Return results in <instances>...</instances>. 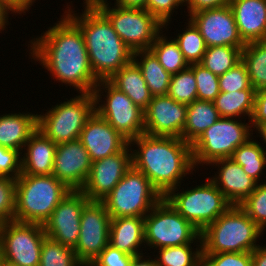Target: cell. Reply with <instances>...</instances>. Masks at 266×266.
I'll use <instances>...</instances> for the list:
<instances>
[{"instance_id":"cell-30","label":"cell","mask_w":266,"mask_h":266,"mask_svg":"<svg viewBox=\"0 0 266 266\" xmlns=\"http://www.w3.org/2000/svg\"><path fill=\"white\" fill-rule=\"evenodd\" d=\"M248 139L244 144L238 146L231 158L242 166L244 172L257 183H260L261 175H264L266 167V150L260 142Z\"/></svg>"},{"instance_id":"cell-12","label":"cell","mask_w":266,"mask_h":266,"mask_svg":"<svg viewBox=\"0 0 266 266\" xmlns=\"http://www.w3.org/2000/svg\"><path fill=\"white\" fill-rule=\"evenodd\" d=\"M93 95L95 112L128 141L144 133V110L108 80H100Z\"/></svg>"},{"instance_id":"cell-10","label":"cell","mask_w":266,"mask_h":266,"mask_svg":"<svg viewBox=\"0 0 266 266\" xmlns=\"http://www.w3.org/2000/svg\"><path fill=\"white\" fill-rule=\"evenodd\" d=\"M145 248L160 249L202 242L201 232L162 198L144 217ZM198 239V240H197Z\"/></svg>"},{"instance_id":"cell-43","label":"cell","mask_w":266,"mask_h":266,"mask_svg":"<svg viewBox=\"0 0 266 266\" xmlns=\"http://www.w3.org/2000/svg\"><path fill=\"white\" fill-rule=\"evenodd\" d=\"M179 5L184 6V0H147L145 9L167 29L171 15Z\"/></svg>"},{"instance_id":"cell-35","label":"cell","mask_w":266,"mask_h":266,"mask_svg":"<svg viewBox=\"0 0 266 266\" xmlns=\"http://www.w3.org/2000/svg\"><path fill=\"white\" fill-rule=\"evenodd\" d=\"M188 20L186 30L181 34L178 33L174 40L178 43L188 65L198 64L201 63L207 47L199 29L190 19Z\"/></svg>"},{"instance_id":"cell-13","label":"cell","mask_w":266,"mask_h":266,"mask_svg":"<svg viewBox=\"0 0 266 266\" xmlns=\"http://www.w3.org/2000/svg\"><path fill=\"white\" fill-rule=\"evenodd\" d=\"M44 227L15 220L0 225V246L6 262L16 266H39Z\"/></svg>"},{"instance_id":"cell-9","label":"cell","mask_w":266,"mask_h":266,"mask_svg":"<svg viewBox=\"0 0 266 266\" xmlns=\"http://www.w3.org/2000/svg\"><path fill=\"white\" fill-rule=\"evenodd\" d=\"M162 198L150 180L132 166L102 202L111 219L144 218Z\"/></svg>"},{"instance_id":"cell-44","label":"cell","mask_w":266,"mask_h":266,"mask_svg":"<svg viewBox=\"0 0 266 266\" xmlns=\"http://www.w3.org/2000/svg\"><path fill=\"white\" fill-rule=\"evenodd\" d=\"M21 174V153L0 146V177L17 179Z\"/></svg>"},{"instance_id":"cell-8","label":"cell","mask_w":266,"mask_h":266,"mask_svg":"<svg viewBox=\"0 0 266 266\" xmlns=\"http://www.w3.org/2000/svg\"><path fill=\"white\" fill-rule=\"evenodd\" d=\"M78 94L52 106L45 114L37 115V129L57 145L78 140L87 120L95 112L93 93Z\"/></svg>"},{"instance_id":"cell-40","label":"cell","mask_w":266,"mask_h":266,"mask_svg":"<svg viewBox=\"0 0 266 266\" xmlns=\"http://www.w3.org/2000/svg\"><path fill=\"white\" fill-rule=\"evenodd\" d=\"M250 86L247 68L242 60L224 74L219 75L220 92L240 91Z\"/></svg>"},{"instance_id":"cell-11","label":"cell","mask_w":266,"mask_h":266,"mask_svg":"<svg viewBox=\"0 0 266 266\" xmlns=\"http://www.w3.org/2000/svg\"><path fill=\"white\" fill-rule=\"evenodd\" d=\"M111 22L121 40L132 50H148L163 30L161 24L146 9L125 8L108 0H90Z\"/></svg>"},{"instance_id":"cell-29","label":"cell","mask_w":266,"mask_h":266,"mask_svg":"<svg viewBox=\"0 0 266 266\" xmlns=\"http://www.w3.org/2000/svg\"><path fill=\"white\" fill-rule=\"evenodd\" d=\"M254 96L255 89L250 86L240 91L220 92L213 103L220 117L240 119L246 115L250 121L254 110Z\"/></svg>"},{"instance_id":"cell-52","label":"cell","mask_w":266,"mask_h":266,"mask_svg":"<svg viewBox=\"0 0 266 266\" xmlns=\"http://www.w3.org/2000/svg\"><path fill=\"white\" fill-rule=\"evenodd\" d=\"M10 11L11 10L7 6H5L4 4L0 2V32L4 31V29L6 28V25L8 26L9 14L15 15L13 12L10 13Z\"/></svg>"},{"instance_id":"cell-19","label":"cell","mask_w":266,"mask_h":266,"mask_svg":"<svg viewBox=\"0 0 266 266\" xmlns=\"http://www.w3.org/2000/svg\"><path fill=\"white\" fill-rule=\"evenodd\" d=\"M92 161L79 140L57 145L52 174L70 190H81L90 175Z\"/></svg>"},{"instance_id":"cell-42","label":"cell","mask_w":266,"mask_h":266,"mask_svg":"<svg viewBox=\"0 0 266 266\" xmlns=\"http://www.w3.org/2000/svg\"><path fill=\"white\" fill-rule=\"evenodd\" d=\"M202 266H252V252L202 254Z\"/></svg>"},{"instance_id":"cell-4","label":"cell","mask_w":266,"mask_h":266,"mask_svg":"<svg viewBox=\"0 0 266 266\" xmlns=\"http://www.w3.org/2000/svg\"><path fill=\"white\" fill-rule=\"evenodd\" d=\"M262 234L239 205H232L201 232L202 254L252 252Z\"/></svg>"},{"instance_id":"cell-24","label":"cell","mask_w":266,"mask_h":266,"mask_svg":"<svg viewBox=\"0 0 266 266\" xmlns=\"http://www.w3.org/2000/svg\"><path fill=\"white\" fill-rule=\"evenodd\" d=\"M109 244L134 257L145 254L140 249L142 245L145 247L144 218L118 217L111 219Z\"/></svg>"},{"instance_id":"cell-49","label":"cell","mask_w":266,"mask_h":266,"mask_svg":"<svg viewBox=\"0 0 266 266\" xmlns=\"http://www.w3.org/2000/svg\"><path fill=\"white\" fill-rule=\"evenodd\" d=\"M252 266H266V246L259 245L252 251Z\"/></svg>"},{"instance_id":"cell-53","label":"cell","mask_w":266,"mask_h":266,"mask_svg":"<svg viewBox=\"0 0 266 266\" xmlns=\"http://www.w3.org/2000/svg\"><path fill=\"white\" fill-rule=\"evenodd\" d=\"M255 129H256L255 132H258V134H260L258 136L261 137V139H263L262 141H264L266 145V123L258 125Z\"/></svg>"},{"instance_id":"cell-41","label":"cell","mask_w":266,"mask_h":266,"mask_svg":"<svg viewBox=\"0 0 266 266\" xmlns=\"http://www.w3.org/2000/svg\"><path fill=\"white\" fill-rule=\"evenodd\" d=\"M16 179L0 177V225L14 220Z\"/></svg>"},{"instance_id":"cell-23","label":"cell","mask_w":266,"mask_h":266,"mask_svg":"<svg viewBox=\"0 0 266 266\" xmlns=\"http://www.w3.org/2000/svg\"><path fill=\"white\" fill-rule=\"evenodd\" d=\"M57 144L37 129L28 139L21 154V174L51 175Z\"/></svg>"},{"instance_id":"cell-27","label":"cell","mask_w":266,"mask_h":266,"mask_svg":"<svg viewBox=\"0 0 266 266\" xmlns=\"http://www.w3.org/2000/svg\"><path fill=\"white\" fill-rule=\"evenodd\" d=\"M220 115L211 101L194 100L187 105L186 124L181 138L192 144Z\"/></svg>"},{"instance_id":"cell-51","label":"cell","mask_w":266,"mask_h":266,"mask_svg":"<svg viewBox=\"0 0 266 266\" xmlns=\"http://www.w3.org/2000/svg\"><path fill=\"white\" fill-rule=\"evenodd\" d=\"M145 255L134 257L130 263V266H157L155 259H152L151 256ZM149 257V258H148Z\"/></svg>"},{"instance_id":"cell-5","label":"cell","mask_w":266,"mask_h":266,"mask_svg":"<svg viewBox=\"0 0 266 266\" xmlns=\"http://www.w3.org/2000/svg\"><path fill=\"white\" fill-rule=\"evenodd\" d=\"M70 191L53 174H20L16 179L14 220L44 225Z\"/></svg>"},{"instance_id":"cell-18","label":"cell","mask_w":266,"mask_h":266,"mask_svg":"<svg viewBox=\"0 0 266 266\" xmlns=\"http://www.w3.org/2000/svg\"><path fill=\"white\" fill-rule=\"evenodd\" d=\"M187 105L168 95L153 96L144 110V133L181 138L186 124Z\"/></svg>"},{"instance_id":"cell-45","label":"cell","mask_w":266,"mask_h":266,"mask_svg":"<svg viewBox=\"0 0 266 266\" xmlns=\"http://www.w3.org/2000/svg\"><path fill=\"white\" fill-rule=\"evenodd\" d=\"M133 258L108 244L89 266H130Z\"/></svg>"},{"instance_id":"cell-16","label":"cell","mask_w":266,"mask_h":266,"mask_svg":"<svg viewBox=\"0 0 266 266\" xmlns=\"http://www.w3.org/2000/svg\"><path fill=\"white\" fill-rule=\"evenodd\" d=\"M188 16L199 29L206 47L231 46L241 50L245 47L230 5L200 10Z\"/></svg>"},{"instance_id":"cell-32","label":"cell","mask_w":266,"mask_h":266,"mask_svg":"<svg viewBox=\"0 0 266 266\" xmlns=\"http://www.w3.org/2000/svg\"><path fill=\"white\" fill-rule=\"evenodd\" d=\"M163 30L157 35L150 50L158 58L159 63L170 74L174 75L189 65L185 61L178 43L173 39L168 40ZM165 35V36H164ZM171 40V41H170Z\"/></svg>"},{"instance_id":"cell-15","label":"cell","mask_w":266,"mask_h":266,"mask_svg":"<svg viewBox=\"0 0 266 266\" xmlns=\"http://www.w3.org/2000/svg\"><path fill=\"white\" fill-rule=\"evenodd\" d=\"M89 201L81 190H71L43 225L46 236L74 249L81 230V213Z\"/></svg>"},{"instance_id":"cell-28","label":"cell","mask_w":266,"mask_h":266,"mask_svg":"<svg viewBox=\"0 0 266 266\" xmlns=\"http://www.w3.org/2000/svg\"><path fill=\"white\" fill-rule=\"evenodd\" d=\"M133 61L140 68L151 94L153 96L167 95L171 75L159 63L155 54L150 49L139 50L133 52Z\"/></svg>"},{"instance_id":"cell-26","label":"cell","mask_w":266,"mask_h":266,"mask_svg":"<svg viewBox=\"0 0 266 266\" xmlns=\"http://www.w3.org/2000/svg\"><path fill=\"white\" fill-rule=\"evenodd\" d=\"M114 87L124 92L134 104L145 110L153 95L144 80L138 65L132 60L109 80Z\"/></svg>"},{"instance_id":"cell-1","label":"cell","mask_w":266,"mask_h":266,"mask_svg":"<svg viewBox=\"0 0 266 266\" xmlns=\"http://www.w3.org/2000/svg\"><path fill=\"white\" fill-rule=\"evenodd\" d=\"M63 14L53 27L29 41V56L56 81L72 86L78 93H93L99 81L91 69L82 30Z\"/></svg>"},{"instance_id":"cell-36","label":"cell","mask_w":266,"mask_h":266,"mask_svg":"<svg viewBox=\"0 0 266 266\" xmlns=\"http://www.w3.org/2000/svg\"><path fill=\"white\" fill-rule=\"evenodd\" d=\"M39 266H84L73 248L48 237L43 240Z\"/></svg>"},{"instance_id":"cell-55","label":"cell","mask_w":266,"mask_h":266,"mask_svg":"<svg viewBox=\"0 0 266 266\" xmlns=\"http://www.w3.org/2000/svg\"><path fill=\"white\" fill-rule=\"evenodd\" d=\"M5 266H16V265H13V264L6 262Z\"/></svg>"},{"instance_id":"cell-3","label":"cell","mask_w":266,"mask_h":266,"mask_svg":"<svg viewBox=\"0 0 266 266\" xmlns=\"http://www.w3.org/2000/svg\"><path fill=\"white\" fill-rule=\"evenodd\" d=\"M83 2L82 14H76L70 5L64 12L82 30L96 79L109 80L133 60V52L118 36L109 19L90 0Z\"/></svg>"},{"instance_id":"cell-14","label":"cell","mask_w":266,"mask_h":266,"mask_svg":"<svg viewBox=\"0 0 266 266\" xmlns=\"http://www.w3.org/2000/svg\"><path fill=\"white\" fill-rule=\"evenodd\" d=\"M111 216L102 201H89L81 213L80 233L74 248L76 257L84 265L92 261L109 244Z\"/></svg>"},{"instance_id":"cell-22","label":"cell","mask_w":266,"mask_h":266,"mask_svg":"<svg viewBox=\"0 0 266 266\" xmlns=\"http://www.w3.org/2000/svg\"><path fill=\"white\" fill-rule=\"evenodd\" d=\"M230 7L245 43L266 40V0H231Z\"/></svg>"},{"instance_id":"cell-47","label":"cell","mask_w":266,"mask_h":266,"mask_svg":"<svg viewBox=\"0 0 266 266\" xmlns=\"http://www.w3.org/2000/svg\"><path fill=\"white\" fill-rule=\"evenodd\" d=\"M231 0H185L184 6L187 5V12L190 14L204 10L219 8L230 5Z\"/></svg>"},{"instance_id":"cell-21","label":"cell","mask_w":266,"mask_h":266,"mask_svg":"<svg viewBox=\"0 0 266 266\" xmlns=\"http://www.w3.org/2000/svg\"><path fill=\"white\" fill-rule=\"evenodd\" d=\"M211 165L219 169L216 172L218 175L215 173L209 179L232 205H240L255 190L257 182L232 158L216 160Z\"/></svg>"},{"instance_id":"cell-2","label":"cell","mask_w":266,"mask_h":266,"mask_svg":"<svg viewBox=\"0 0 266 266\" xmlns=\"http://www.w3.org/2000/svg\"><path fill=\"white\" fill-rule=\"evenodd\" d=\"M129 145L137 147L133 150L131 146L132 166L150 180L163 198L181 185L183 177L193 174L191 144L182 138L143 133Z\"/></svg>"},{"instance_id":"cell-46","label":"cell","mask_w":266,"mask_h":266,"mask_svg":"<svg viewBox=\"0 0 266 266\" xmlns=\"http://www.w3.org/2000/svg\"><path fill=\"white\" fill-rule=\"evenodd\" d=\"M251 128L254 129L266 123V88L255 91L254 110L250 120Z\"/></svg>"},{"instance_id":"cell-50","label":"cell","mask_w":266,"mask_h":266,"mask_svg":"<svg viewBox=\"0 0 266 266\" xmlns=\"http://www.w3.org/2000/svg\"><path fill=\"white\" fill-rule=\"evenodd\" d=\"M114 3L125 8L145 9L147 0H115Z\"/></svg>"},{"instance_id":"cell-54","label":"cell","mask_w":266,"mask_h":266,"mask_svg":"<svg viewBox=\"0 0 266 266\" xmlns=\"http://www.w3.org/2000/svg\"><path fill=\"white\" fill-rule=\"evenodd\" d=\"M5 264H6V259L3 255V252H2L1 246H0V266H5Z\"/></svg>"},{"instance_id":"cell-37","label":"cell","mask_w":266,"mask_h":266,"mask_svg":"<svg viewBox=\"0 0 266 266\" xmlns=\"http://www.w3.org/2000/svg\"><path fill=\"white\" fill-rule=\"evenodd\" d=\"M167 95L179 103L189 105L197 100V86L193 70L186 69L171 75Z\"/></svg>"},{"instance_id":"cell-31","label":"cell","mask_w":266,"mask_h":266,"mask_svg":"<svg viewBox=\"0 0 266 266\" xmlns=\"http://www.w3.org/2000/svg\"><path fill=\"white\" fill-rule=\"evenodd\" d=\"M241 60L246 65L250 84L255 91L266 88V40L246 43Z\"/></svg>"},{"instance_id":"cell-39","label":"cell","mask_w":266,"mask_h":266,"mask_svg":"<svg viewBox=\"0 0 266 266\" xmlns=\"http://www.w3.org/2000/svg\"><path fill=\"white\" fill-rule=\"evenodd\" d=\"M197 86V100L213 102L220 93L219 76L213 74L200 63L191 64Z\"/></svg>"},{"instance_id":"cell-6","label":"cell","mask_w":266,"mask_h":266,"mask_svg":"<svg viewBox=\"0 0 266 266\" xmlns=\"http://www.w3.org/2000/svg\"><path fill=\"white\" fill-rule=\"evenodd\" d=\"M205 180V183L192 189L182 188L181 192L178 190L180 186L174 188L164 197L200 232L232 206L209 177Z\"/></svg>"},{"instance_id":"cell-48","label":"cell","mask_w":266,"mask_h":266,"mask_svg":"<svg viewBox=\"0 0 266 266\" xmlns=\"http://www.w3.org/2000/svg\"><path fill=\"white\" fill-rule=\"evenodd\" d=\"M35 1L36 0H0V2L7 6L15 15L16 13L17 15H21L27 12Z\"/></svg>"},{"instance_id":"cell-25","label":"cell","mask_w":266,"mask_h":266,"mask_svg":"<svg viewBox=\"0 0 266 266\" xmlns=\"http://www.w3.org/2000/svg\"><path fill=\"white\" fill-rule=\"evenodd\" d=\"M37 114L9 113L0 116V146L22 154L30 136L37 130Z\"/></svg>"},{"instance_id":"cell-17","label":"cell","mask_w":266,"mask_h":266,"mask_svg":"<svg viewBox=\"0 0 266 266\" xmlns=\"http://www.w3.org/2000/svg\"><path fill=\"white\" fill-rule=\"evenodd\" d=\"M132 167L131 146L92 162L90 175L81 191L90 201H102Z\"/></svg>"},{"instance_id":"cell-7","label":"cell","mask_w":266,"mask_h":266,"mask_svg":"<svg viewBox=\"0 0 266 266\" xmlns=\"http://www.w3.org/2000/svg\"><path fill=\"white\" fill-rule=\"evenodd\" d=\"M253 130L250 121L243 123L239 118L220 117L191 144L194 167L231 158L238 146L252 138Z\"/></svg>"},{"instance_id":"cell-33","label":"cell","mask_w":266,"mask_h":266,"mask_svg":"<svg viewBox=\"0 0 266 266\" xmlns=\"http://www.w3.org/2000/svg\"><path fill=\"white\" fill-rule=\"evenodd\" d=\"M195 245V250L191 244L157 249L159 254L154 255L157 266H202V242Z\"/></svg>"},{"instance_id":"cell-38","label":"cell","mask_w":266,"mask_h":266,"mask_svg":"<svg viewBox=\"0 0 266 266\" xmlns=\"http://www.w3.org/2000/svg\"><path fill=\"white\" fill-rule=\"evenodd\" d=\"M239 206L264 232L266 227V181L257 183L255 190Z\"/></svg>"},{"instance_id":"cell-34","label":"cell","mask_w":266,"mask_h":266,"mask_svg":"<svg viewBox=\"0 0 266 266\" xmlns=\"http://www.w3.org/2000/svg\"><path fill=\"white\" fill-rule=\"evenodd\" d=\"M242 50L231 46L207 47L201 65L213 74L222 75L241 61Z\"/></svg>"},{"instance_id":"cell-20","label":"cell","mask_w":266,"mask_h":266,"mask_svg":"<svg viewBox=\"0 0 266 266\" xmlns=\"http://www.w3.org/2000/svg\"><path fill=\"white\" fill-rule=\"evenodd\" d=\"M92 162L121 152L129 141L96 112L87 120L78 139Z\"/></svg>"}]
</instances>
